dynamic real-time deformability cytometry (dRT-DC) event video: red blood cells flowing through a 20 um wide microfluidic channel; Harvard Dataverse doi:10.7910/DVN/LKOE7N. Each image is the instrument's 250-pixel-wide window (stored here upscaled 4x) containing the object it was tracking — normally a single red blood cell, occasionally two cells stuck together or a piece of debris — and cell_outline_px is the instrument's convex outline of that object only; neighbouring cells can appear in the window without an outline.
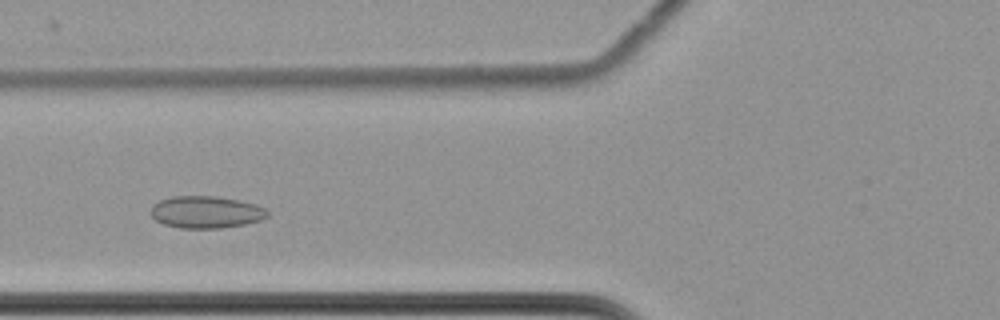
{"species": "common noctule bat (a hibernating species)", "species_latin": "Nyctalus noctula", "temperature_condition": "cold", "stored_images_in_passage": 52, "camera_frame_rate_fps": 3000, "um_per_image_px": 0.085, "animal": {"sex": "female", "body_mass_g": 22.7, "forearm_length_mm": 54.2}, "frame": {"image": 1, "passage_image": 16, "time_ms": 5.0, "image_size_px": [1000, 320], "cell_outline_px": [[268, 216], [260, 220], [244, 224], [220, 228], [180, 228], [164, 224], [156, 220], [148, 212], [152, 204], [160, 200], [172, 196], [216, 196], [240, 200], [256, 204], [264, 208], [268, 212]], "centroid_in_image_um": [17.48, 18.02], "position_along_channel_um": 108.3, "area_um2": 21.96}}
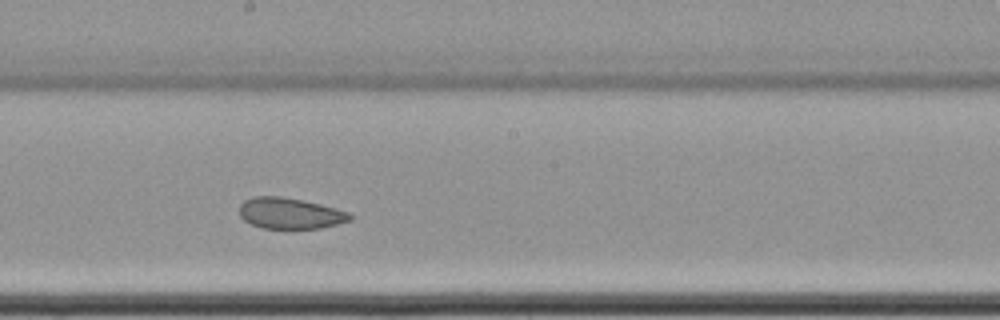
{"frame": {"image": 2, "passage_image": 26, "time_ms": 8.333, "image_size_px": [1000, 320], "cell_outline_px": [[352, 220], [320, 228], [260, 228], [244, 220], [240, 216], [240, 204], [244, 200], [252, 196], [280, 196], [320, 204], [352, 212]], "centroid_in_image_um": [24.66, 18.13], "position_along_channel_um": 223.5, "area_um2": 20.0}}
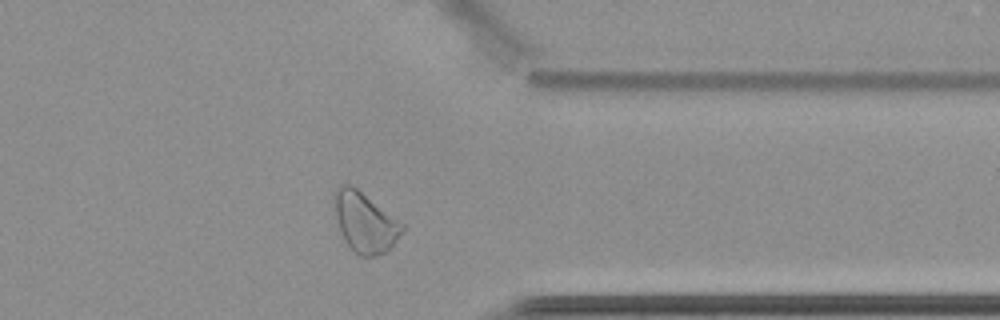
{"frame": {"image": 3, "passage_image": 40, "time_ms": 13.0, "image_size_px": [1000, 320], "cell_outline_px": [[404, 228], [388, 252], [376, 256], [360, 256], [344, 240], [336, 216], [332, 196], [336, 188], [340, 184], [352, 184], [404, 224]], "centroid_in_image_um": [31.01, 18.87], "position_along_channel_um": 380.4, "area_um2": 23.64}, "authors_computed_cell_mechanics": {"area_um2": 23.12, "velocity_mm_per_s": 3.4597, "shape_relaxation_time_tau1_ms": null, "shape_relaxation_time_tau2_ms": 2.1006, "deformation_change_tau1": null, "deformation_change_tau2": 0.0825}}